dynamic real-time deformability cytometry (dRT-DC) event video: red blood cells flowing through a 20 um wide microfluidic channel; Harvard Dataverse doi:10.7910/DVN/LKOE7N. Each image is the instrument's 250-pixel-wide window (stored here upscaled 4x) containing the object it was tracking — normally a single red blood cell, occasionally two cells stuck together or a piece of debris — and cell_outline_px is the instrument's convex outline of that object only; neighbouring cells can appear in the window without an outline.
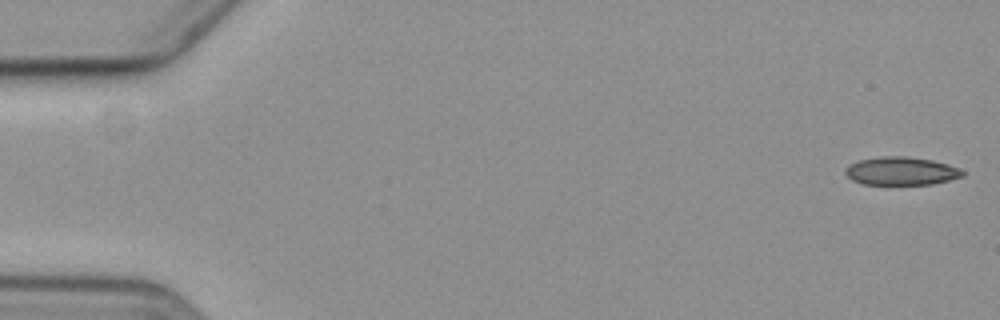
{"species": "common noctule bat (a hibernating species)", "species_latin": "Nyctalus noctula", "temperature_condition": "cold", "stored_images_in_passage": 8, "camera_frame_rate_fps": 3000, "um_per_image_px": 0.085, "animal": {"sex": "female", "body_mass_g": 19.3, "forearm_length_mm": 54.1}, "frame": {"image": 1, "passage_image": 1, "time_ms": 0.0, "image_size_px": [1000, 320], "cell_outline_px": [[964, 176], [932, 184], [864, 184], [852, 180], [844, 172], [844, 168], [848, 164], [860, 160], [880, 156], [908, 156], [932, 160], [948, 164], [960, 168], [964, 172]], "centroid_in_image_um": [76.59, 14.53], "position_along_channel_um": 8.4, "area_um2": 19.31}}
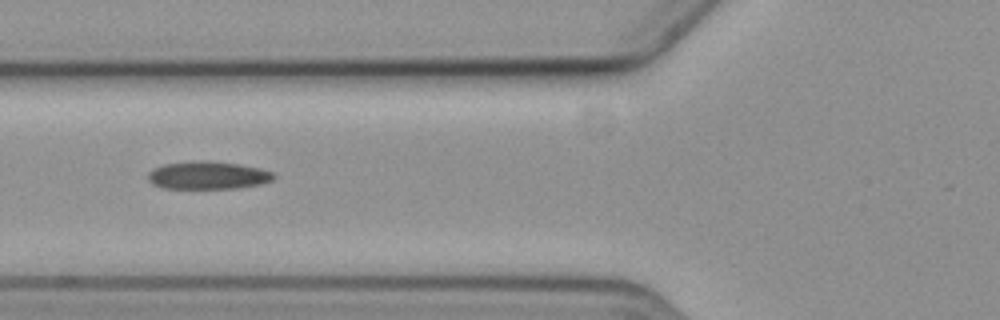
{"frame": {"image": 2, "passage_image": 7, "time_ms": 7.0, "image_size_px": [1000, 320], "cell_outline_px": [[276, 176], [272, 180], [260, 184], [240, 188], [160, 188], [152, 184], [148, 180], [148, 172], [152, 168], [164, 164], [192, 160], [208, 160], [240, 164], [260, 168], [272, 172]], "centroid_in_image_um": [17.64, 14.89], "position_along_channel_um": 108.2, "area_um2": 20.69}}
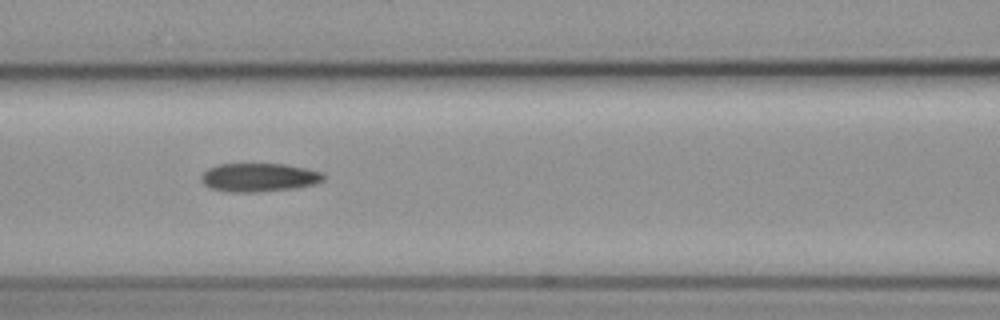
{"frame": {"image": 3, "passage_image": 8, "time_ms": 8.0, "image_size_px": [1000, 320], "cell_outline_px": [[324, 180], [312, 184], [292, 188], [252, 192], [224, 192], [212, 188], [204, 184], [200, 180], [200, 176], [208, 168], [216, 164], [284, 164], [308, 168], [324, 172]], "centroid_in_image_um": [21.99, 15.07], "position_along_channel_um": 144.6, "area_um2": 20.35}}